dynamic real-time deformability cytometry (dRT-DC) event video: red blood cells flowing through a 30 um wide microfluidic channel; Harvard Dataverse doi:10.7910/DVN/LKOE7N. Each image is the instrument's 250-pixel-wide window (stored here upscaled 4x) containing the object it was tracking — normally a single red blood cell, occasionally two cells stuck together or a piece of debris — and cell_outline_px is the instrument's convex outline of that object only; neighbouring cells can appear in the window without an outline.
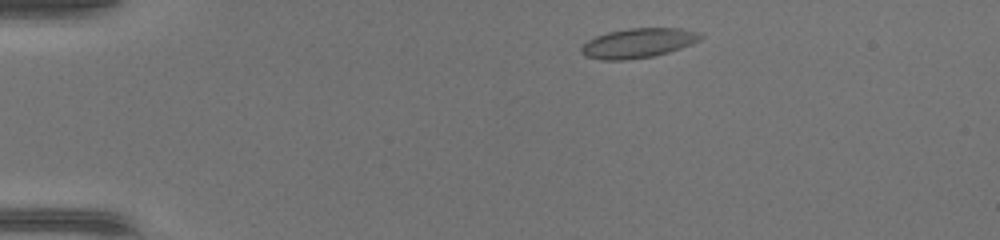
{"species": "common noctule bat (a hibernating species)", "species_latin": "Nyctalus noctula", "temperature_condition": "warm", "stored_images_in_passage": 42, "camera_frame_rate_fps": 3000, "um_per_image_px": 0.085, "animal": {"sex": "female", "body_mass_g": 17.0, "forearm_length_mm": 48.0}, "frame": {"image": 1, "passage_image": 3, "time_ms": 0.667, "image_size_px": [1000, 240], "cell_outline_px": [[704, 36], [700, 40], [692, 44], [668, 52], [652, 56], [624, 60], [604, 60], [584, 56], [580, 52], [580, 48], [588, 40], [596, 36], [608, 32], [628, 28], [680, 28], [700, 32]], "centroid_in_image_um": [54.25, 3.65], "position_along_channel_um": 30.8, "area_um2": 20.58}}
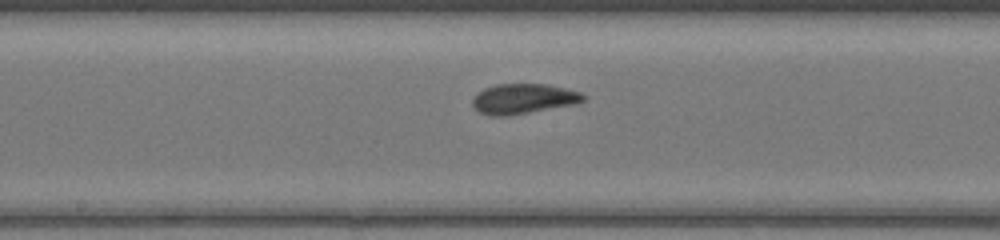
{"frame": {"image": 2, "passage_image": 20, "time_ms": 6.333, "image_size_px": [1000, 240], "cell_outline_px": [[588, 96], [584, 100], [576, 104], [508, 116], [488, 116], [480, 112], [472, 104], [472, 100], [484, 88], [496, 84], [548, 84], [580, 92]], "centroid_in_image_um": [44.52, 8.4], "position_along_channel_um": 203.7, "area_um2": 19.42}}
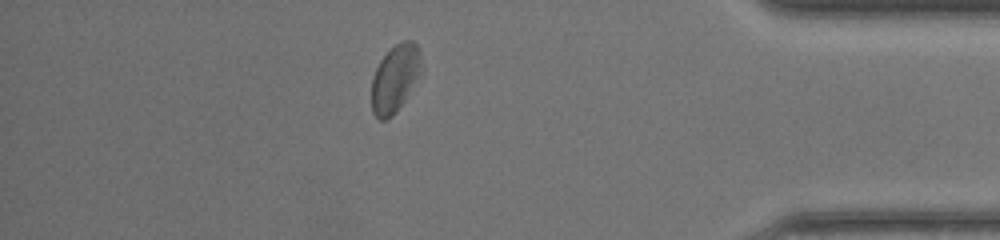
{"frame": {"image": 3, "passage_image": 36, "time_ms": 11.667, "image_size_px": [1000, 240], "cell_outline_px": [[420, 64], [416, 76], [404, 100], [396, 112], [392, 116], [384, 120], [380, 120], [372, 112], [372, 76], [380, 60], [396, 44], [404, 40], [412, 40], [416, 44], [420, 52]], "centroid_in_image_um": [33.52, 6.67], "position_along_channel_um": 401.7, "area_um2": 18.79}, "authors_computed_cell_mechanics": {"area_um2": 19.4497, "velocity_mm_per_s": 4.3356, "shape_relaxation_time_tau1_ms": 5.4422, "shape_relaxation_time_tau2_ms": 1.1603, "deformation_change_tau1": 0.1237, "deformation_change_tau2": 0.0588}}